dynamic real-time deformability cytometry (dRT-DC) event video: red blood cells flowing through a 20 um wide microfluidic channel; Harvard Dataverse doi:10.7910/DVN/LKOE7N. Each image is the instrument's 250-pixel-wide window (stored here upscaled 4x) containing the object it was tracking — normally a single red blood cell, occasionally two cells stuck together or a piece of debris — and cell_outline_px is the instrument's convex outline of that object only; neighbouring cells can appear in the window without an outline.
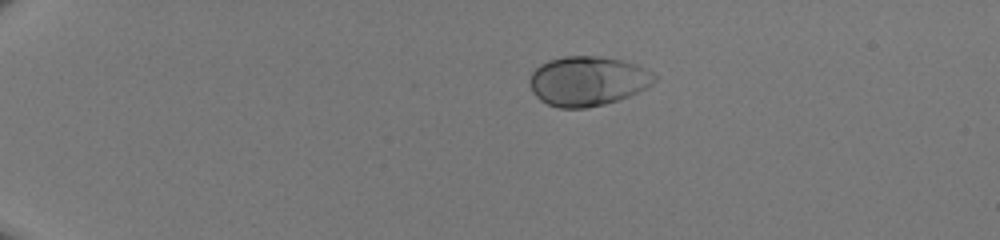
{"species": "human", "species_latin": "Homo sapiens", "temperature_condition": "room temperature", "stored_images_in_passage": 39, "camera_frame_rate_fps": 3000, "um_per_image_px": 0.085, "donor": {"sex": "male"}, "frame": {"image": 1, "passage_image": 1, "time_ms": 0.0, "image_size_px": [1000, 240], "cell_outline_px": [[656, 80], [652, 84], [620, 100], [588, 108], [560, 108], [548, 104], [540, 100], [532, 92], [528, 84], [528, 80], [532, 72], [540, 64], [548, 60], [564, 56], [600, 56], [620, 60], [636, 64], [652, 72], [656, 76]], "centroid_in_image_um": [49.91, 6.89], "position_along_channel_um": 35.1, "area_um2": 36.18}}
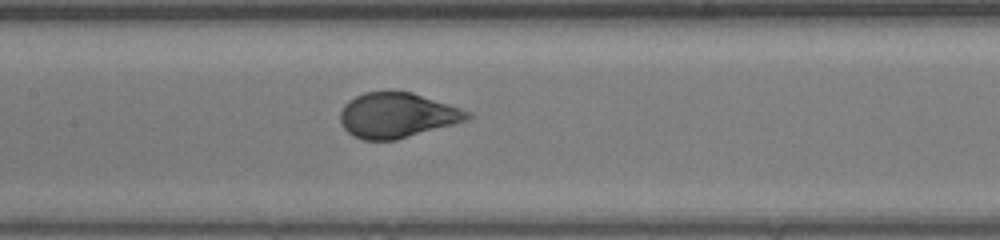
{"frame": {"image": 2, "passage_image": 17, "time_ms": 5.333, "image_size_px": [1000, 240], "cell_outline_px": [[472, 116], [468, 120], [456, 124], [396, 140], [364, 140], [352, 136], [344, 128], [340, 120], [340, 112], [344, 104], [348, 100], [364, 92], [412, 92], [472, 112]], "centroid_in_image_um": [33.76, 9.81], "position_along_channel_um": 173.6, "area_um2": 33.47}}
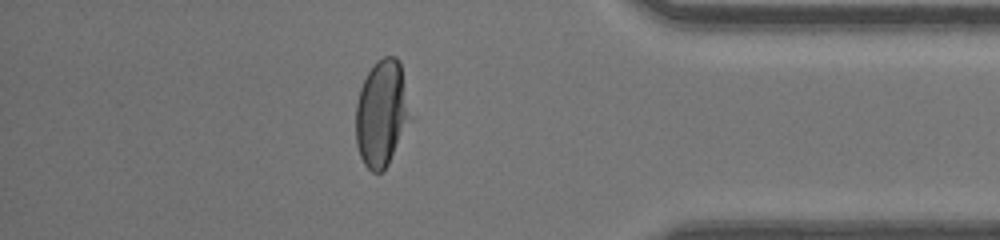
{"frame": {"image": 3, "passage_image": 34, "time_ms": 11.0, "image_size_px": [1000, 240], "cell_outline_px": [[408, 116], [388, 164], [380, 172], [372, 172], [364, 164], [360, 156], [356, 144], [356, 104], [360, 88], [368, 72], [376, 60], [384, 56], [396, 56], [400, 60], [408, 112]], "centroid_in_image_um": [32.36, 9.59], "position_along_channel_um": 402.8, "area_um2": 32.48}}